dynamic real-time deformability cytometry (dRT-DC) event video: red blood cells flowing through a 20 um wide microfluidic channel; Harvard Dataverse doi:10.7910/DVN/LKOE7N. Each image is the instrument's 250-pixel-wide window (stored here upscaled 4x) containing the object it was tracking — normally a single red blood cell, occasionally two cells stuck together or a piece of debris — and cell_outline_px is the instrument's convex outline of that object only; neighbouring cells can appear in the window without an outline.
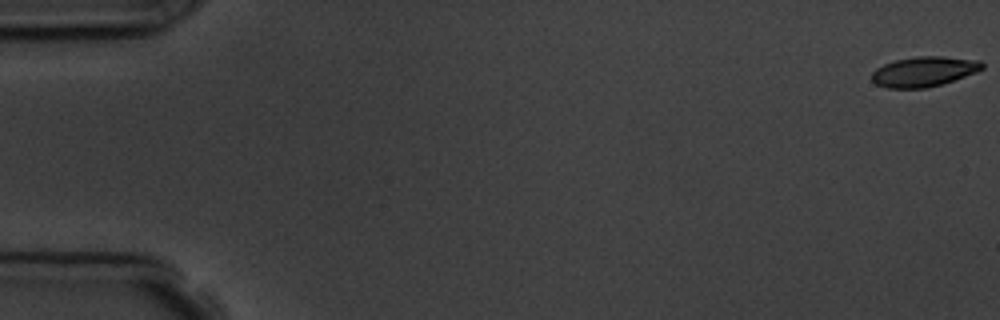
{"species": "common noctule bat (a hibernating species)", "species_latin": "Nyctalus noctula", "temperature_condition": "room temperature", "stored_images_in_passage": 4, "segment_of_instrument_passage": [2, 2], "camera_frame_rate_fps": 3000, "um_per_image_px": 0.085, "animal": {"sex": "male", "body_mass_g": 19.5, "forearm_length_mm": 54.6}, "frame": {"image": 1, "passage_image": 4, "time_ms": 3.667, "image_size_px": [1000, 320], "cell_outline_px": [[984, 68], [976, 72], [940, 84], [924, 88], [888, 88], [876, 84], [872, 80], [872, 72], [876, 68], [884, 64], [896, 60], [916, 56], [940, 56], [980, 60], [984, 64]], "centroid_in_image_um": [78.52, 6.07], "position_along_channel_um": 6.5, "area_um2": 19.13}}